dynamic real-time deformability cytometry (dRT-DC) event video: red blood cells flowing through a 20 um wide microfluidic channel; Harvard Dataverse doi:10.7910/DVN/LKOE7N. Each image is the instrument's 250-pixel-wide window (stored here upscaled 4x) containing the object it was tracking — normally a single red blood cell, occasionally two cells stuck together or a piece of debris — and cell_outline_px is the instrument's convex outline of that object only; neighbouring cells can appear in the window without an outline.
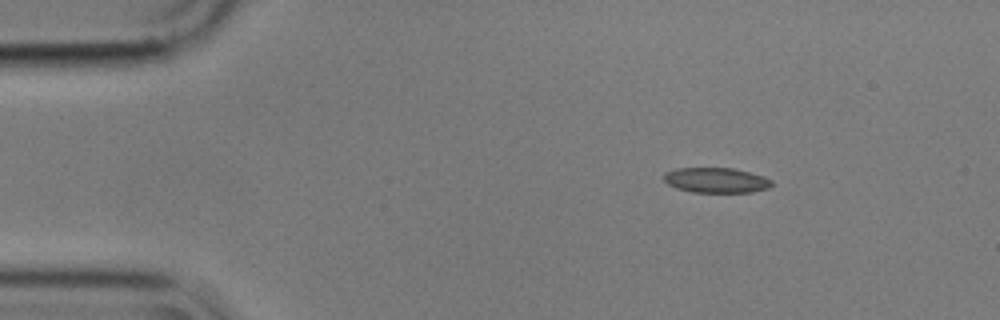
{"species": "common noctule bat (a hibernating species)", "species_latin": "Nyctalus noctula", "temperature_condition": "cold", "stored_images_in_passage": 4, "camera_frame_rate_fps": 3000, "um_per_image_px": 0.085, "animal": {"sex": "male", "body_mass_g": 17.9}, "frame": {"image": 1, "passage_image": 2, "time_ms": 0.333, "image_size_px": [1000, 320], "cell_outline_px": [[772, 184], [768, 188], [752, 192], [692, 192], [676, 188], [668, 184], [664, 180], [664, 172], [676, 168], [736, 168], [764, 176], [772, 180]], "centroid_in_image_um": [60.87, 15.31], "position_along_channel_um": 24.1, "area_um2": 15.9}}